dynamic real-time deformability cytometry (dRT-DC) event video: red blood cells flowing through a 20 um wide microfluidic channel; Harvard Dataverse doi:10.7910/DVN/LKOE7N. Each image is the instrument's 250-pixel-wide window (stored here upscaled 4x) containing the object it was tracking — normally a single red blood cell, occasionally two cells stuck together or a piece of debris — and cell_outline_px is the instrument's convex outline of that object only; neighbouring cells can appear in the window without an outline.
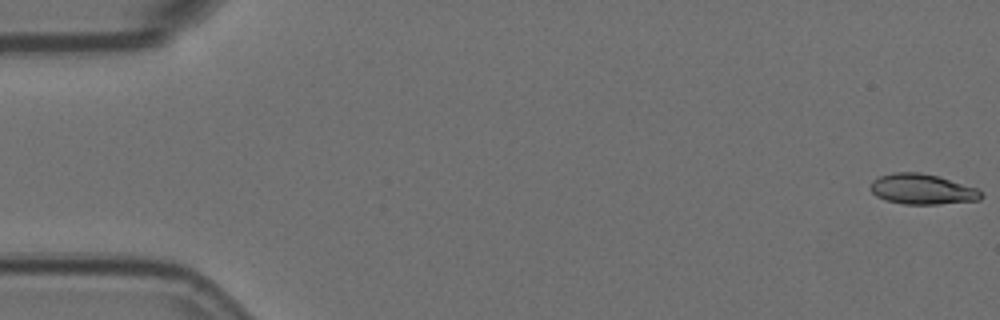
{"species": "Egyptian fruit bat (a non-hibernating species)", "species_latin": "Rousettus aegyptiacus", "temperature_condition": "room temperature", "stored_images_in_passage": 57, "camera_frame_rate_fps": 3000, "um_per_image_px": 0.085, "animal": {"sex": "female"}, "frame": {"image": 1, "passage_image": 1, "time_ms": 0.0, "image_size_px": [1000, 320], "cell_outline_px": [[984, 196], [980, 200], [940, 204], [904, 204], [884, 200], [876, 196], [868, 188], [872, 180], [880, 176], [892, 172], [920, 172], [936, 176], [976, 188]], "centroid_in_image_um": [78.33, 16.09], "position_along_channel_um": 6.7, "area_um2": 19.59}}
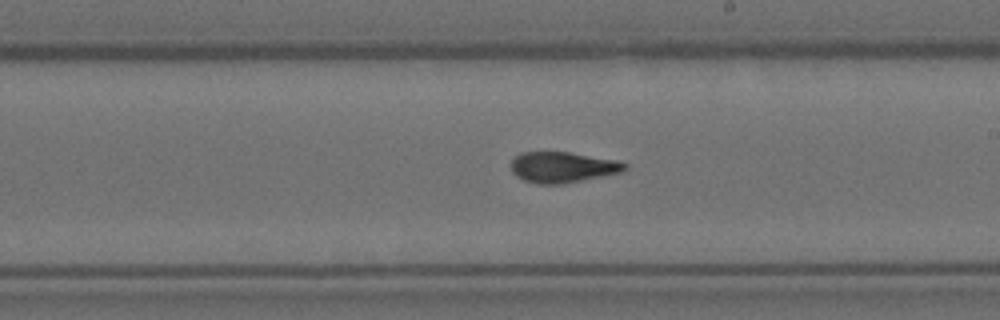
{"frame": {"image": 2, "passage_image": 33, "time_ms": 10.667, "image_size_px": [1000, 320], "cell_outline_px": [[628, 168], [624, 172], [560, 184], [536, 184], [524, 180], [516, 176], [512, 172], [512, 160], [520, 152], [568, 152], [616, 160], [628, 164]], "centroid_in_image_um": [47.84, 14.21], "position_along_channel_um": 241.2, "area_um2": 20.35}}
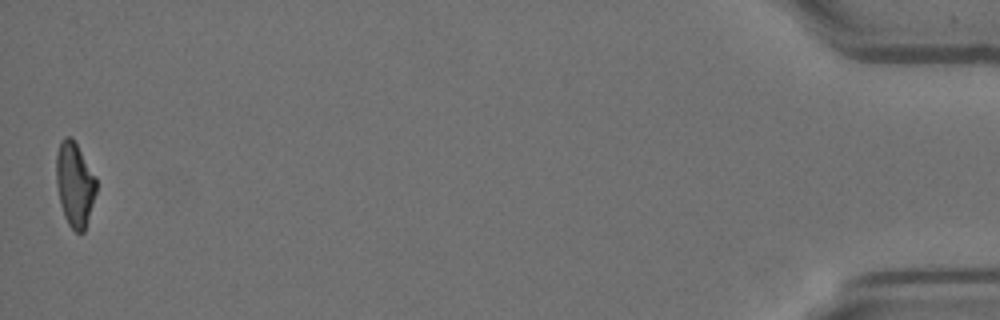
{"frame": {"image": 3, "passage_image": 57, "time_ms": 18.667, "image_size_px": [1000, 320], "cell_outline_px": [[96, 192], [84, 232], [76, 232], [68, 224], [64, 216], [60, 204], [56, 184], [56, 152], [60, 140], [64, 136], [72, 136], [96, 176]], "centroid_in_image_um": [6.33, 15.62], "position_along_channel_um": 428.9, "area_um2": 19.88}, "authors_computed_cell_mechanics": {"area_um2": 20.2878, "velocity_mm_per_s": 3.5582, "shape_relaxation_time_tau1_ms": 6.8241, "shape_relaxation_time_tau2_ms": 1.3822, "deformation_change_tau1": 0.2236, "deformation_change_tau2": 0.0952}}